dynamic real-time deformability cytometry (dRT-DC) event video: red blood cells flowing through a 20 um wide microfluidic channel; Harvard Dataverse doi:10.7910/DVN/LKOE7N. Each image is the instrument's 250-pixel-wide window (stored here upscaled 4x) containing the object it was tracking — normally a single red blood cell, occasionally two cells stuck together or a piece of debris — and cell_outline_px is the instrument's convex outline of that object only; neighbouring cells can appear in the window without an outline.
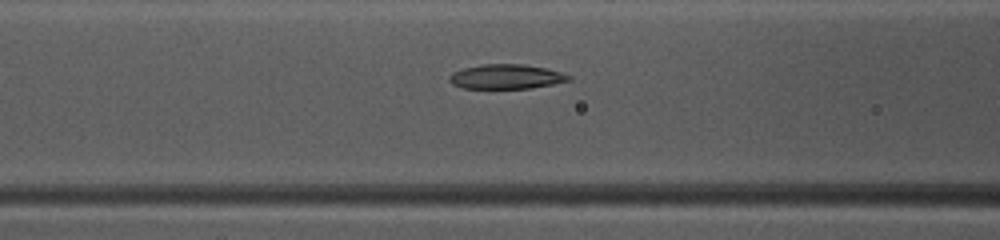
{"species": "common noctule bat (a hibernating species)", "species_latin": "Nyctalus noctula", "temperature_condition": "warm", "stored_images_in_passage": 48, "camera_frame_rate_fps": 3000, "um_per_image_px": 0.085, "animal": {"sex": "female", "body_mass_g": 10.0, "forearm_length_mm": 53.1}, "frame": {"image": 1, "passage_image": 20, "time_ms": 6.333, "image_size_px": [1000, 240], "cell_outline_px": [[572, 80], [552, 84], [528, 88], [464, 88], [452, 84], [448, 80], [448, 76], [452, 72], [464, 68], [484, 64], [524, 64], [548, 68], [572, 76]], "centroid_in_image_um": [43.03, 6.51], "position_along_channel_um": 123.6, "area_um2": 17.11}}
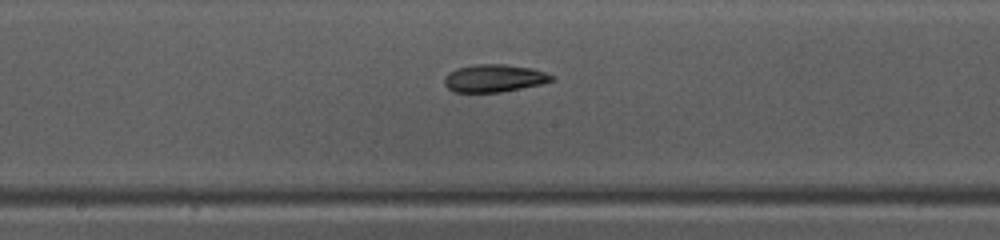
{"frame": {"image": 2, "passage_image": 26, "time_ms": 8.333, "image_size_px": [1000, 240], "cell_outline_px": [[556, 80], [540, 84], [500, 92], [452, 92], [444, 84], [444, 76], [448, 72], [456, 68], [476, 64], [504, 64], [532, 68], [556, 76]], "centroid_in_image_um": [41.99, 6.64], "position_along_channel_um": 206.2, "area_um2": 17.4}}
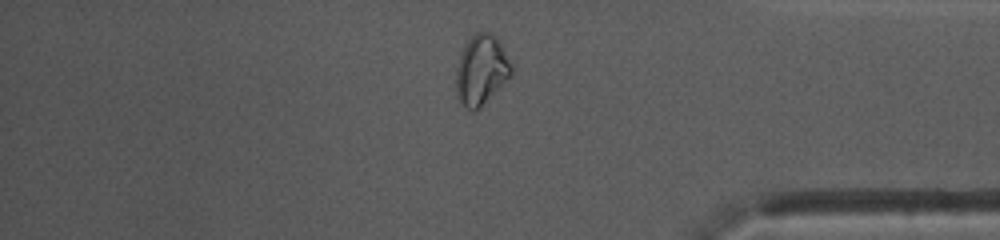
{"frame": {"image": 3, "passage_image": 41, "time_ms": 13.333, "image_size_px": [1000, 240], "cell_outline_px": [[512, 76], [472, 112], [456, 96], [456, 72], [460, 56], [468, 40], [476, 32], [492, 32], [496, 36], [504, 48], [512, 64]], "centroid_in_image_um": [40.94, 5.9], "position_along_channel_um": 394.3, "area_um2": 22.14}, "authors_computed_cell_mechanics": {"area_um2": 18.8428, "velocity_mm_per_s": 4.1095, "shape_relaxation_time_tau1_ms": 9.6296, "shape_relaxation_time_tau2_ms": 7.9197, "deformation_change_tau1": 0.2276, "deformation_change_tau2": 0.1472}}